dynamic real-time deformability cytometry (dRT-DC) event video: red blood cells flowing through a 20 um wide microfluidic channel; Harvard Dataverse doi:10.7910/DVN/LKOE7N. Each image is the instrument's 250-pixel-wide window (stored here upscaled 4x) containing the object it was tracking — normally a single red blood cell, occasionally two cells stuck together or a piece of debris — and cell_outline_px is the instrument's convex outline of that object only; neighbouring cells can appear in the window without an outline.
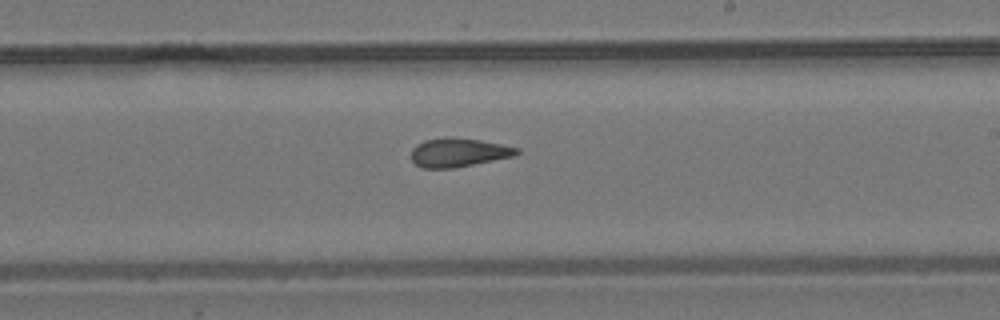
{"species": "common noctule bat (a hibernating species)", "species_latin": "Nyctalus noctula", "temperature_condition": "room temperature", "stored_images_in_passage": 10, "camera_frame_rate_fps": 3000, "um_per_image_px": 0.085, "animal": {"sex": "male", "body_mass_g": 19.2, "forearm_length_mm": 51.8}, "frame": {"image": 1, "passage_image": 10, "time_ms": 11.333, "image_size_px": [1000, 320], "cell_outline_px": [[520, 152], [512, 156], [456, 168], [420, 168], [412, 160], [412, 148], [416, 144], [424, 140], [444, 136], [480, 140], [520, 148]], "centroid_in_image_um": [38.93, 12.95], "position_along_channel_um": 250.1, "area_um2": 17.74}}